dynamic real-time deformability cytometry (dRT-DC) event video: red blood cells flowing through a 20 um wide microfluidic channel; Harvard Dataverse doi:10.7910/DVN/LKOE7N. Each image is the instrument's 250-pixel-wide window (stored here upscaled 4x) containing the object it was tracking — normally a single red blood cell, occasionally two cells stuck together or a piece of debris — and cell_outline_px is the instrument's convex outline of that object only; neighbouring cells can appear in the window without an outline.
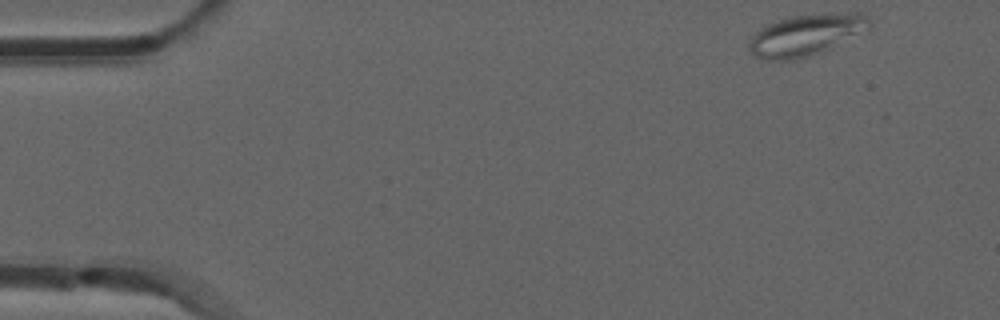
{"species": "common noctule bat (a hibernating species)", "species_latin": "Nyctalus noctula", "temperature_condition": "room temperature", "stored_images_in_passage": 48, "camera_frame_rate_fps": 3000, "um_per_image_px": 0.085, "animal": {"sex": "male", "forearm_length_mm": 52.5}, "frame": {"image": 1, "passage_image": 1, "time_ms": 0.0, "image_size_px": [1000, 320], "cell_outline_px": [[872, 28], [820, 52], [796, 60], [764, 60], [748, 52], [748, 44], [752, 36], [760, 28], [776, 20], [792, 16], [844, 12], [860, 12], [868, 16], [872, 20]], "centroid_in_image_um": [68.53, 2.96], "position_along_channel_um": 16.5, "area_um2": 29.25}}
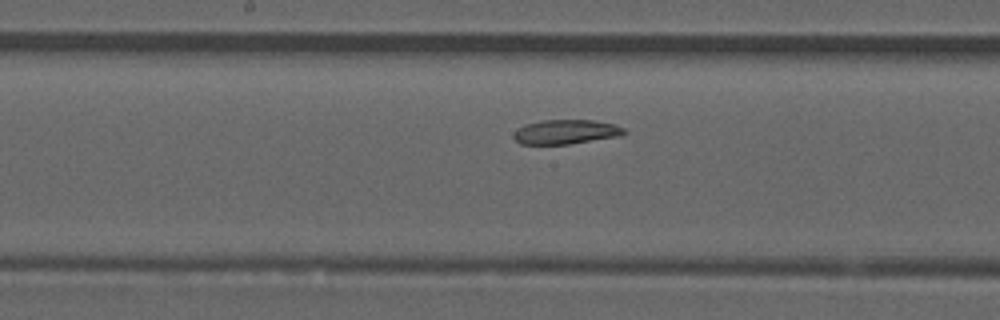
{"frame": {"image": 2, "passage_image": 24, "time_ms": 7.667, "image_size_px": [1000, 320], "cell_outline_px": [[628, 132], [624, 136], [568, 144], [520, 144], [512, 136], [512, 132], [516, 128], [524, 124], [540, 120], [592, 120], [616, 124], [624, 128]], "centroid_in_image_um": [48.11, 11.2], "position_along_channel_um": 200.1, "area_um2": 16.13}}
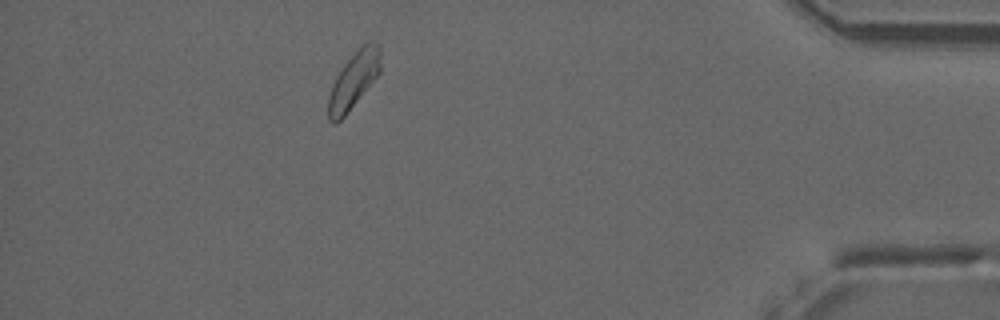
{"frame": {"image": 3, "passage_image": 44, "time_ms": 14.333, "image_size_px": [1000, 320], "cell_outline_px": [[380, 72], [344, 116], [336, 124], [332, 124], [328, 120], [328, 96], [332, 84], [336, 76], [344, 64], [368, 40], [372, 40], [380, 44]], "centroid_in_image_um": [30.05, 6.82], "position_along_channel_um": 405.2, "area_um2": 16.94}}